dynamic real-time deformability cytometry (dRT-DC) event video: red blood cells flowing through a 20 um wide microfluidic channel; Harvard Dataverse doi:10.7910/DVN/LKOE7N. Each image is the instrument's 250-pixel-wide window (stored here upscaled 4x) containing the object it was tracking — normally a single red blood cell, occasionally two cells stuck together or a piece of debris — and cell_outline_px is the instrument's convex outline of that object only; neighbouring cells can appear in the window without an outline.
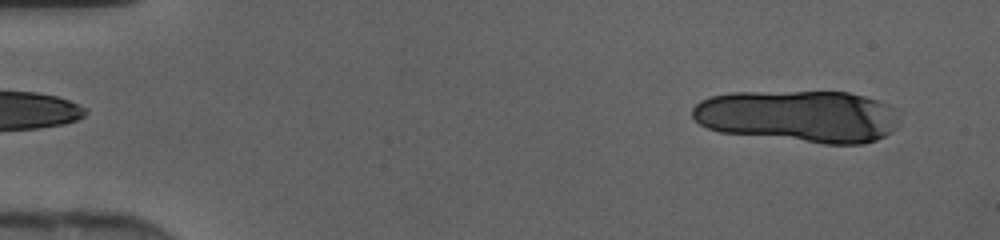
{"species": "human", "species_latin": "Homo sapiens", "temperature_condition": "cold", "stored_images_in_passage": 17, "camera_frame_rate_fps": 3000, "um_per_image_px": 0.085, "donor": {"sex": "female"}, "frame": {"image": 1, "passage_image": 4, "time_ms": 1.0, "image_size_px": [1000, 240], "cell_outline_px": [[900, 108], [896, 128], [892, 132], [876, 140], [864, 144], [824, 144], [720, 132], [708, 128], [700, 124], [692, 116], [692, 108], [700, 100], [712, 96], [732, 92], [848, 92], [864, 96]], "centroid_in_image_um": [67.93, 9.88], "position_along_channel_um": 17.1, "area_um2": 63.41}}